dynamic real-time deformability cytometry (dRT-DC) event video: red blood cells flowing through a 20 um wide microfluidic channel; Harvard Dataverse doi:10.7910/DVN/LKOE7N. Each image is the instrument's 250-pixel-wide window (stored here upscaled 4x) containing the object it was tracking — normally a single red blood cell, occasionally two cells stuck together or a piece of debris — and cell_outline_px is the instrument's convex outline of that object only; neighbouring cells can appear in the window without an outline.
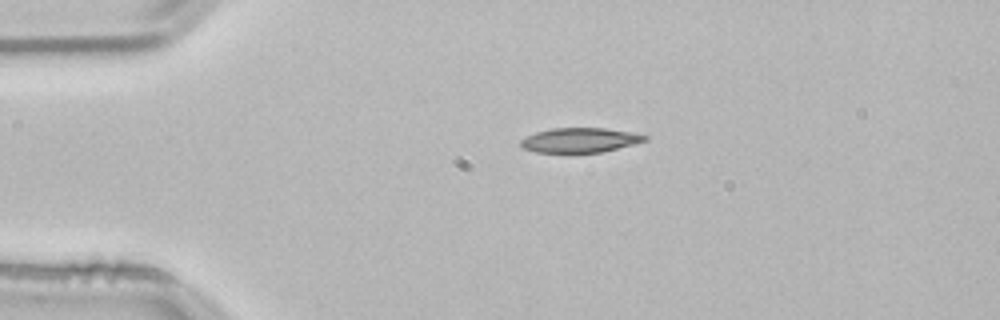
{"species": "common noctule bat (a hibernating species)", "species_latin": "Nyctalus noctula", "temperature_condition": "room temperature", "stored_images_in_passage": 43, "camera_frame_rate_fps": 3000, "um_per_image_px": 0.085, "animal": {"sex": "male", "body_mass_g": 21.5, "forearm_length_mm": 52.0}, "frame": {"image": 1, "passage_image": 1, "time_ms": 0.0, "image_size_px": [1000, 320], "cell_outline_px": [[648, 140], [600, 152], [536, 152], [520, 148], [520, 140], [536, 132], [552, 128], [604, 128], [632, 132], [648, 136]], "centroid_in_image_um": [49.26, 11.9], "position_along_channel_um": 35.7, "area_um2": 17.63}}
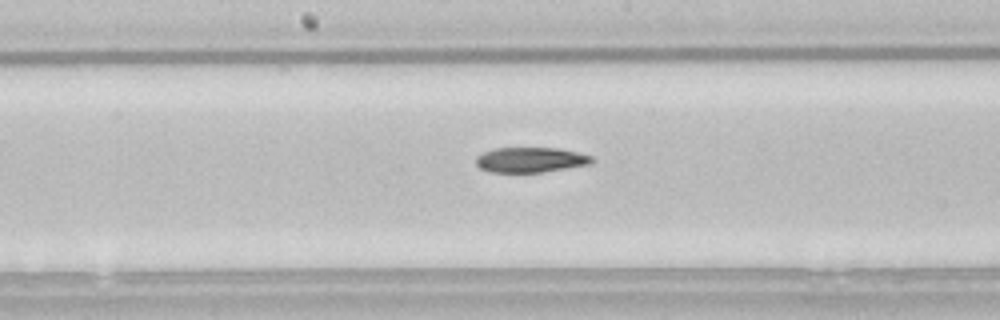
{"frame": {"image": 2, "passage_image": 17, "time_ms": 5.333, "image_size_px": [1000, 320], "cell_outline_px": [[596, 160], [592, 164], [540, 172], [492, 172], [480, 168], [476, 164], [476, 156], [484, 152], [496, 148], [560, 148], [592, 156]], "centroid_in_image_um": [45.13, 13.58], "position_along_channel_um": 203.1, "area_um2": 16.94}}
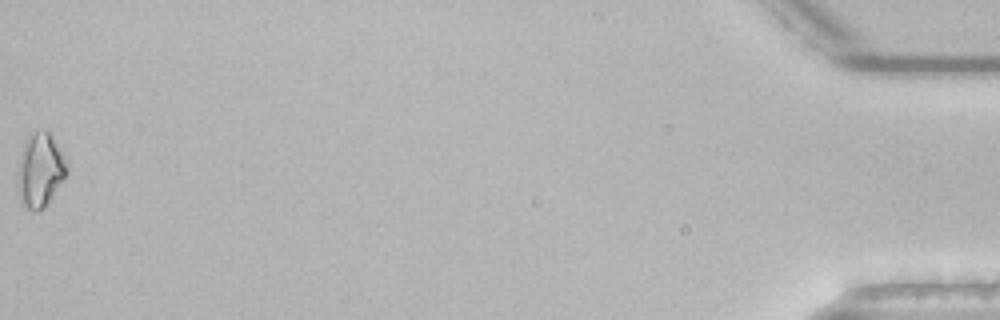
{"frame": {"image": 3, "passage_image": 43, "time_ms": 14.0, "image_size_px": [1000, 320], "cell_outline_px": [[68, 172], [44, 208], [24, 208], [20, 200], [16, 180], [16, 172], [20, 152], [28, 136], [36, 132], [48, 128], [52, 132], [64, 160]], "centroid_in_image_um": [3.37, 14.42], "position_along_channel_um": 431.8, "area_um2": 21.15}, "authors_computed_cell_mechanics": {"area_um2": 17.629, "velocity_mm_per_s": 3.8252, "shape_relaxation_time_tau1_ms": 7.6608, "shape_relaxation_time_tau2_ms": null, "deformation_change_tau1": 0.1638, "deformation_change_tau2": null}}